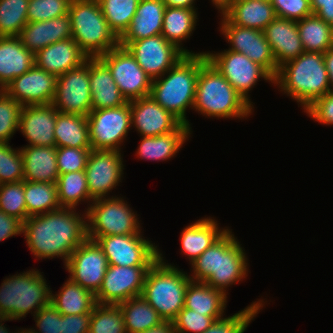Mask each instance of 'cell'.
Masks as SVG:
<instances>
[{
    "mask_svg": "<svg viewBox=\"0 0 333 333\" xmlns=\"http://www.w3.org/2000/svg\"><path fill=\"white\" fill-rule=\"evenodd\" d=\"M192 110L208 119L223 120H247L255 111L207 60L205 53L200 54V70Z\"/></svg>",
    "mask_w": 333,
    "mask_h": 333,
    "instance_id": "cell-3",
    "label": "cell"
},
{
    "mask_svg": "<svg viewBox=\"0 0 333 333\" xmlns=\"http://www.w3.org/2000/svg\"><path fill=\"white\" fill-rule=\"evenodd\" d=\"M260 298L252 301V303L246 306L243 310L237 313L231 314V316H224L221 319L215 320L203 333H244L249 324L257 317V315L267 305V299Z\"/></svg>",
    "mask_w": 333,
    "mask_h": 333,
    "instance_id": "cell-41",
    "label": "cell"
},
{
    "mask_svg": "<svg viewBox=\"0 0 333 333\" xmlns=\"http://www.w3.org/2000/svg\"><path fill=\"white\" fill-rule=\"evenodd\" d=\"M122 151L91 150L85 168L87 186L90 197H112L113 189L122 183L124 175V159Z\"/></svg>",
    "mask_w": 333,
    "mask_h": 333,
    "instance_id": "cell-16",
    "label": "cell"
},
{
    "mask_svg": "<svg viewBox=\"0 0 333 333\" xmlns=\"http://www.w3.org/2000/svg\"><path fill=\"white\" fill-rule=\"evenodd\" d=\"M198 15L197 9L166 7L161 35L185 55L205 53V51L195 53L183 45L184 41L186 43L196 30L197 22H199Z\"/></svg>",
    "mask_w": 333,
    "mask_h": 333,
    "instance_id": "cell-32",
    "label": "cell"
},
{
    "mask_svg": "<svg viewBox=\"0 0 333 333\" xmlns=\"http://www.w3.org/2000/svg\"><path fill=\"white\" fill-rule=\"evenodd\" d=\"M52 105L60 113L87 116L91 112L89 58L80 66L57 76Z\"/></svg>",
    "mask_w": 333,
    "mask_h": 333,
    "instance_id": "cell-15",
    "label": "cell"
},
{
    "mask_svg": "<svg viewBox=\"0 0 333 333\" xmlns=\"http://www.w3.org/2000/svg\"><path fill=\"white\" fill-rule=\"evenodd\" d=\"M23 46L36 54L55 42L72 38L68 14L40 22H28L18 35Z\"/></svg>",
    "mask_w": 333,
    "mask_h": 333,
    "instance_id": "cell-25",
    "label": "cell"
},
{
    "mask_svg": "<svg viewBox=\"0 0 333 333\" xmlns=\"http://www.w3.org/2000/svg\"><path fill=\"white\" fill-rule=\"evenodd\" d=\"M166 7H177V8H196V0H162Z\"/></svg>",
    "mask_w": 333,
    "mask_h": 333,
    "instance_id": "cell-59",
    "label": "cell"
},
{
    "mask_svg": "<svg viewBox=\"0 0 333 333\" xmlns=\"http://www.w3.org/2000/svg\"><path fill=\"white\" fill-rule=\"evenodd\" d=\"M219 224L215 217L204 216L188 224L180 232V251L187 257L189 265L229 229L228 226L223 228Z\"/></svg>",
    "mask_w": 333,
    "mask_h": 333,
    "instance_id": "cell-24",
    "label": "cell"
},
{
    "mask_svg": "<svg viewBox=\"0 0 333 333\" xmlns=\"http://www.w3.org/2000/svg\"><path fill=\"white\" fill-rule=\"evenodd\" d=\"M223 317L204 316L192 309L183 308L173 321L176 333H203Z\"/></svg>",
    "mask_w": 333,
    "mask_h": 333,
    "instance_id": "cell-50",
    "label": "cell"
},
{
    "mask_svg": "<svg viewBox=\"0 0 333 333\" xmlns=\"http://www.w3.org/2000/svg\"><path fill=\"white\" fill-rule=\"evenodd\" d=\"M162 0H140L128 29L119 38V46L161 34L164 10Z\"/></svg>",
    "mask_w": 333,
    "mask_h": 333,
    "instance_id": "cell-27",
    "label": "cell"
},
{
    "mask_svg": "<svg viewBox=\"0 0 333 333\" xmlns=\"http://www.w3.org/2000/svg\"><path fill=\"white\" fill-rule=\"evenodd\" d=\"M23 157L24 180L56 183L59 173L56 146L19 147Z\"/></svg>",
    "mask_w": 333,
    "mask_h": 333,
    "instance_id": "cell-31",
    "label": "cell"
},
{
    "mask_svg": "<svg viewBox=\"0 0 333 333\" xmlns=\"http://www.w3.org/2000/svg\"><path fill=\"white\" fill-rule=\"evenodd\" d=\"M5 321H14V319L8 317H0V333H13V331H9L10 328L6 327L7 325L4 323ZM21 329L22 328H19L18 330L16 329V332L14 331V333H19Z\"/></svg>",
    "mask_w": 333,
    "mask_h": 333,
    "instance_id": "cell-61",
    "label": "cell"
},
{
    "mask_svg": "<svg viewBox=\"0 0 333 333\" xmlns=\"http://www.w3.org/2000/svg\"><path fill=\"white\" fill-rule=\"evenodd\" d=\"M228 296L221 290L208 286L204 282L190 281L184 307L201 313L204 316L224 317Z\"/></svg>",
    "mask_w": 333,
    "mask_h": 333,
    "instance_id": "cell-34",
    "label": "cell"
},
{
    "mask_svg": "<svg viewBox=\"0 0 333 333\" xmlns=\"http://www.w3.org/2000/svg\"><path fill=\"white\" fill-rule=\"evenodd\" d=\"M117 305L123 314L126 333H141L164 322L142 296L130 298Z\"/></svg>",
    "mask_w": 333,
    "mask_h": 333,
    "instance_id": "cell-37",
    "label": "cell"
},
{
    "mask_svg": "<svg viewBox=\"0 0 333 333\" xmlns=\"http://www.w3.org/2000/svg\"><path fill=\"white\" fill-rule=\"evenodd\" d=\"M220 17V28L218 27V29L226 42L229 43L228 50L246 55L275 78L279 68L276 66L275 58L264 32L234 25L224 15H220Z\"/></svg>",
    "mask_w": 333,
    "mask_h": 333,
    "instance_id": "cell-14",
    "label": "cell"
},
{
    "mask_svg": "<svg viewBox=\"0 0 333 333\" xmlns=\"http://www.w3.org/2000/svg\"><path fill=\"white\" fill-rule=\"evenodd\" d=\"M56 185L61 207L77 208L83 202L87 203L85 211L88 210L93 199L89 195L84 170L59 175Z\"/></svg>",
    "mask_w": 333,
    "mask_h": 333,
    "instance_id": "cell-40",
    "label": "cell"
},
{
    "mask_svg": "<svg viewBox=\"0 0 333 333\" xmlns=\"http://www.w3.org/2000/svg\"><path fill=\"white\" fill-rule=\"evenodd\" d=\"M72 38L88 58H97L119 46L98 0H71L68 10Z\"/></svg>",
    "mask_w": 333,
    "mask_h": 333,
    "instance_id": "cell-8",
    "label": "cell"
},
{
    "mask_svg": "<svg viewBox=\"0 0 333 333\" xmlns=\"http://www.w3.org/2000/svg\"><path fill=\"white\" fill-rule=\"evenodd\" d=\"M150 267L109 265L101 287L95 294L96 303L117 305L141 296Z\"/></svg>",
    "mask_w": 333,
    "mask_h": 333,
    "instance_id": "cell-18",
    "label": "cell"
},
{
    "mask_svg": "<svg viewBox=\"0 0 333 333\" xmlns=\"http://www.w3.org/2000/svg\"><path fill=\"white\" fill-rule=\"evenodd\" d=\"M263 32L278 68L304 52L297 22L294 20L276 17Z\"/></svg>",
    "mask_w": 333,
    "mask_h": 333,
    "instance_id": "cell-23",
    "label": "cell"
},
{
    "mask_svg": "<svg viewBox=\"0 0 333 333\" xmlns=\"http://www.w3.org/2000/svg\"><path fill=\"white\" fill-rule=\"evenodd\" d=\"M140 0H98L102 14L115 35L120 38L128 29Z\"/></svg>",
    "mask_w": 333,
    "mask_h": 333,
    "instance_id": "cell-42",
    "label": "cell"
},
{
    "mask_svg": "<svg viewBox=\"0 0 333 333\" xmlns=\"http://www.w3.org/2000/svg\"><path fill=\"white\" fill-rule=\"evenodd\" d=\"M35 328H28L32 333H62V314L50 302L34 316Z\"/></svg>",
    "mask_w": 333,
    "mask_h": 333,
    "instance_id": "cell-51",
    "label": "cell"
},
{
    "mask_svg": "<svg viewBox=\"0 0 333 333\" xmlns=\"http://www.w3.org/2000/svg\"><path fill=\"white\" fill-rule=\"evenodd\" d=\"M126 48L152 80L164 75L185 56L161 34L133 41Z\"/></svg>",
    "mask_w": 333,
    "mask_h": 333,
    "instance_id": "cell-19",
    "label": "cell"
},
{
    "mask_svg": "<svg viewBox=\"0 0 333 333\" xmlns=\"http://www.w3.org/2000/svg\"><path fill=\"white\" fill-rule=\"evenodd\" d=\"M236 0H211L212 5L218 10L219 16L224 13L233 5Z\"/></svg>",
    "mask_w": 333,
    "mask_h": 333,
    "instance_id": "cell-60",
    "label": "cell"
},
{
    "mask_svg": "<svg viewBox=\"0 0 333 333\" xmlns=\"http://www.w3.org/2000/svg\"><path fill=\"white\" fill-rule=\"evenodd\" d=\"M24 181L23 157L20 149L10 143H0V182L16 183Z\"/></svg>",
    "mask_w": 333,
    "mask_h": 333,
    "instance_id": "cell-46",
    "label": "cell"
},
{
    "mask_svg": "<svg viewBox=\"0 0 333 333\" xmlns=\"http://www.w3.org/2000/svg\"><path fill=\"white\" fill-rule=\"evenodd\" d=\"M35 65V54L28 51L18 36L0 37V89Z\"/></svg>",
    "mask_w": 333,
    "mask_h": 333,
    "instance_id": "cell-30",
    "label": "cell"
},
{
    "mask_svg": "<svg viewBox=\"0 0 333 333\" xmlns=\"http://www.w3.org/2000/svg\"><path fill=\"white\" fill-rule=\"evenodd\" d=\"M61 207L31 216L23 222L22 235L31 254L39 261L60 258L65 264L87 237L86 211Z\"/></svg>",
    "mask_w": 333,
    "mask_h": 333,
    "instance_id": "cell-1",
    "label": "cell"
},
{
    "mask_svg": "<svg viewBox=\"0 0 333 333\" xmlns=\"http://www.w3.org/2000/svg\"><path fill=\"white\" fill-rule=\"evenodd\" d=\"M0 210L22 222L27 219L24 181L3 183L0 186Z\"/></svg>",
    "mask_w": 333,
    "mask_h": 333,
    "instance_id": "cell-45",
    "label": "cell"
},
{
    "mask_svg": "<svg viewBox=\"0 0 333 333\" xmlns=\"http://www.w3.org/2000/svg\"><path fill=\"white\" fill-rule=\"evenodd\" d=\"M160 250V258L147 272L141 296L159 313L163 321L173 322L184 308L188 272L174 263H167Z\"/></svg>",
    "mask_w": 333,
    "mask_h": 333,
    "instance_id": "cell-6",
    "label": "cell"
},
{
    "mask_svg": "<svg viewBox=\"0 0 333 333\" xmlns=\"http://www.w3.org/2000/svg\"><path fill=\"white\" fill-rule=\"evenodd\" d=\"M224 16L234 25L260 31L276 18L271 2L260 0H236Z\"/></svg>",
    "mask_w": 333,
    "mask_h": 333,
    "instance_id": "cell-33",
    "label": "cell"
},
{
    "mask_svg": "<svg viewBox=\"0 0 333 333\" xmlns=\"http://www.w3.org/2000/svg\"><path fill=\"white\" fill-rule=\"evenodd\" d=\"M71 0H29L28 22L47 21L68 14Z\"/></svg>",
    "mask_w": 333,
    "mask_h": 333,
    "instance_id": "cell-48",
    "label": "cell"
},
{
    "mask_svg": "<svg viewBox=\"0 0 333 333\" xmlns=\"http://www.w3.org/2000/svg\"><path fill=\"white\" fill-rule=\"evenodd\" d=\"M19 333H32L28 328H22Z\"/></svg>",
    "mask_w": 333,
    "mask_h": 333,
    "instance_id": "cell-62",
    "label": "cell"
},
{
    "mask_svg": "<svg viewBox=\"0 0 333 333\" xmlns=\"http://www.w3.org/2000/svg\"><path fill=\"white\" fill-rule=\"evenodd\" d=\"M191 128L181 124L175 131L158 136L141 137L135 156L145 161L164 162L171 160L192 137Z\"/></svg>",
    "mask_w": 333,
    "mask_h": 333,
    "instance_id": "cell-29",
    "label": "cell"
},
{
    "mask_svg": "<svg viewBox=\"0 0 333 333\" xmlns=\"http://www.w3.org/2000/svg\"><path fill=\"white\" fill-rule=\"evenodd\" d=\"M51 289L50 302L62 315L91 313L97 304L95 295L70 278L65 280L55 294Z\"/></svg>",
    "mask_w": 333,
    "mask_h": 333,
    "instance_id": "cell-35",
    "label": "cell"
},
{
    "mask_svg": "<svg viewBox=\"0 0 333 333\" xmlns=\"http://www.w3.org/2000/svg\"><path fill=\"white\" fill-rule=\"evenodd\" d=\"M310 3L313 14L333 27V0H310Z\"/></svg>",
    "mask_w": 333,
    "mask_h": 333,
    "instance_id": "cell-56",
    "label": "cell"
},
{
    "mask_svg": "<svg viewBox=\"0 0 333 333\" xmlns=\"http://www.w3.org/2000/svg\"><path fill=\"white\" fill-rule=\"evenodd\" d=\"M143 235H111L88 237V239L98 243L108 259L109 265L152 266L160 258V248Z\"/></svg>",
    "mask_w": 333,
    "mask_h": 333,
    "instance_id": "cell-12",
    "label": "cell"
},
{
    "mask_svg": "<svg viewBox=\"0 0 333 333\" xmlns=\"http://www.w3.org/2000/svg\"><path fill=\"white\" fill-rule=\"evenodd\" d=\"M141 333H176L174 323L170 321H164L158 326L152 327Z\"/></svg>",
    "mask_w": 333,
    "mask_h": 333,
    "instance_id": "cell-58",
    "label": "cell"
},
{
    "mask_svg": "<svg viewBox=\"0 0 333 333\" xmlns=\"http://www.w3.org/2000/svg\"><path fill=\"white\" fill-rule=\"evenodd\" d=\"M296 22L305 52L325 53L333 47V27L317 15L311 14Z\"/></svg>",
    "mask_w": 333,
    "mask_h": 333,
    "instance_id": "cell-38",
    "label": "cell"
},
{
    "mask_svg": "<svg viewBox=\"0 0 333 333\" xmlns=\"http://www.w3.org/2000/svg\"><path fill=\"white\" fill-rule=\"evenodd\" d=\"M57 76L34 65L14 78L3 90L22 106L52 104Z\"/></svg>",
    "mask_w": 333,
    "mask_h": 333,
    "instance_id": "cell-20",
    "label": "cell"
},
{
    "mask_svg": "<svg viewBox=\"0 0 333 333\" xmlns=\"http://www.w3.org/2000/svg\"><path fill=\"white\" fill-rule=\"evenodd\" d=\"M205 54L207 60L253 108H255L254 103L249 93L259 80L263 79L268 84L274 85V78L262 66L240 52L224 49L219 52L205 51Z\"/></svg>",
    "mask_w": 333,
    "mask_h": 333,
    "instance_id": "cell-10",
    "label": "cell"
},
{
    "mask_svg": "<svg viewBox=\"0 0 333 333\" xmlns=\"http://www.w3.org/2000/svg\"><path fill=\"white\" fill-rule=\"evenodd\" d=\"M303 112L319 124L333 125V90L315 100Z\"/></svg>",
    "mask_w": 333,
    "mask_h": 333,
    "instance_id": "cell-53",
    "label": "cell"
},
{
    "mask_svg": "<svg viewBox=\"0 0 333 333\" xmlns=\"http://www.w3.org/2000/svg\"><path fill=\"white\" fill-rule=\"evenodd\" d=\"M87 119L92 150H123L132 130L130 101L120 107L91 110Z\"/></svg>",
    "mask_w": 333,
    "mask_h": 333,
    "instance_id": "cell-11",
    "label": "cell"
},
{
    "mask_svg": "<svg viewBox=\"0 0 333 333\" xmlns=\"http://www.w3.org/2000/svg\"><path fill=\"white\" fill-rule=\"evenodd\" d=\"M89 80L92 110L120 107L128 102L99 57L89 58Z\"/></svg>",
    "mask_w": 333,
    "mask_h": 333,
    "instance_id": "cell-26",
    "label": "cell"
},
{
    "mask_svg": "<svg viewBox=\"0 0 333 333\" xmlns=\"http://www.w3.org/2000/svg\"><path fill=\"white\" fill-rule=\"evenodd\" d=\"M91 148L56 147L59 175L85 170Z\"/></svg>",
    "mask_w": 333,
    "mask_h": 333,
    "instance_id": "cell-49",
    "label": "cell"
},
{
    "mask_svg": "<svg viewBox=\"0 0 333 333\" xmlns=\"http://www.w3.org/2000/svg\"><path fill=\"white\" fill-rule=\"evenodd\" d=\"M276 17L301 20L313 14L310 0H270Z\"/></svg>",
    "mask_w": 333,
    "mask_h": 333,
    "instance_id": "cell-52",
    "label": "cell"
},
{
    "mask_svg": "<svg viewBox=\"0 0 333 333\" xmlns=\"http://www.w3.org/2000/svg\"><path fill=\"white\" fill-rule=\"evenodd\" d=\"M73 38L55 42L35 54V65L50 74L60 76L87 60Z\"/></svg>",
    "mask_w": 333,
    "mask_h": 333,
    "instance_id": "cell-28",
    "label": "cell"
},
{
    "mask_svg": "<svg viewBox=\"0 0 333 333\" xmlns=\"http://www.w3.org/2000/svg\"><path fill=\"white\" fill-rule=\"evenodd\" d=\"M108 266V259L102 248L96 241L87 238L71 253L63 267L71 280L95 295L101 287Z\"/></svg>",
    "mask_w": 333,
    "mask_h": 333,
    "instance_id": "cell-17",
    "label": "cell"
},
{
    "mask_svg": "<svg viewBox=\"0 0 333 333\" xmlns=\"http://www.w3.org/2000/svg\"><path fill=\"white\" fill-rule=\"evenodd\" d=\"M89 333H126L121 308L114 304H96L91 312Z\"/></svg>",
    "mask_w": 333,
    "mask_h": 333,
    "instance_id": "cell-44",
    "label": "cell"
},
{
    "mask_svg": "<svg viewBox=\"0 0 333 333\" xmlns=\"http://www.w3.org/2000/svg\"><path fill=\"white\" fill-rule=\"evenodd\" d=\"M42 273L32 268L5 277L0 285V317L21 320L50 303L51 288Z\"/></svg>",
    "mask_w": 333,
    "mask_h": 333,
    "instance_id": "cell-7",
    "label": "cell"
},
{
    "mask_svg": "<svg viewBox=\"0 0 333 333\" xmlns=\"http://www.w3.org/2000/svg\"><path fill=\"white\" fill-rule=\"evenodd\" d=\"M200 54L185 55L161 77L152 80L150 96L182 124L192 125L187 110L193 109Z\"/></svg>",
    "mask_w": 333,
    "mask_h": 333,
    "instance_id": "cell-5",
    "label": "cell"
},
{
    "mask_svg": "<svg viewBox=\"0 0 333 333\" xmlns=\"http://www.w3.org/2000/svg\"><path fill=\"white\" fill-rule=\"evenodd\" d=\"M323 59L328 73L331 89L333 90V47L323 53Z\"/></svg>",
    "mask_w": 333,
    "mask_h": 333,
    "instance_id": "cell-57",
    "label": "cell"
},
{
    "mask_svg": "<svg viewBox=\"0 0 333 333\" xmlns=\"http://www.w3.org/2000/svg\"><path fill=\"white\" fill-rule=\"evenodd\" d=\"M127 101L150 96L152 79L139 66L130 51L117 46L99 57Z\"/></svg>",
    "mask_w": 333,
    "mask_h": 333,
    "instance_id": "cell-13",
    "label": "cell"
},
{
    "mask_svg": "<svg viewBox=\"0 0 333 333\" xmlns=\"http://www.w3.org/2000/svg\"><path fill=\"white\" fill-rule=\"evenodd\" d=\"M234 235L229 227L214 244L190 264L191 273L188 275L192 281L204 282L228 296L229 287L246 279L249 272L248 256Z\"/></svg>",
    "mask_w": 333,
    "mask_h": 333,
    "instance_id": "cell-2",
    "label": "cell"
},
{
    "mask_svg": "<svg viewBox=\"0 0 333 333\" xmlns=\"http://www.w3.org/2000/svg\"><path fill=\"white\" fill-rule=\"evenodd\" d=\"M29 0H0V37L18 36L28 23Z\"/></svg>",
    "mask_w": 333,
    "mask_h": 333,
    "instance_id": "cell-43",
    "label": "cell"
},
{
    "mask_svg": "<svg viewBox=\"0 0 333 333\" xmlns=\"http://www.w3.org/2000/svg\"><path fill=\"white\" fill-rule=\"evenodd\" d=\"M273 86L296 101L304 111L332 90L323 53L304 51L297 58L284 63L279 67Z\"/></svg>",
    "mask_w": 333,
    "mask_h": 333,
    "instance_id": "cell-4",
    "label": "cell"
},
{
    "mask_svg": "<svg viewBox=\"0 0 333 333\" xmlns=\"http://www.w3.org/2000/svg\"><path fill=\"white\" fill-rule=\"evenodd\" d=\"M126 197L112 195L92 201L87 214V237L143 234L139 215Z\"/></svg>",
    "mask_w": 333,
    "mask_h": 333,
    "instance_id": "cell-9",
    "label": "cell"
},
{
    "mask_svg": "<svg viewBox=\"0 0 333 333\" xmlns=\"http://www.w3.org/2000/svg\"><path fill=\"white\" fill-rule=\"evenodd\" d=\"M132 129L139 137L158 136L175 131L182 123L151 96L130 101Z\"/></svg>",
    "mask_w": 333,
    "mask_h": 333,
    "instance_id": "cell-21",
    "label": "cell"
},
{
    "mask_svg": "<svg viewBox=\"0 0 333 333\" xmlns=\"http://www.w3.org/2000/svg\"><path fill=\"white\" fill-rule=\"evenodd\" d=\"M22 232L23 222L0 210V242L13 236H21Z\"/></svg>",
    "mask_w": 333,
    "mask_h": 333,
    "instance_id": "cell-55",
    "label": "cell"
},
{
    "mask_svg": "<svg viewBox=\"0 0 333 333\" xmlns=\"http://www.w3.org/2000/svg\"><path fill=\"white\" fill-rule=\"evenodd\" d=\"M91 313L62 315V333H89Z\"/></svg>",
    "mask_w": 333,
    "mask_h": 333,
    "instance_id": "cell-54",
    "label": "cell"
},
{
    "mask_svg": "<svg viewBox=\"0 0 333 333\" xmlns=\"http://www.w3.org/2000/svg\"><path fill=\"white\" fill-rule=\"evenodd\" d=\"M24 198L27 219L61 208L56 183L29 182L24 180Z\"/></svg>",
    "mask_w": 333,
    "mask_h": 333,
    "instance_id": "cell-39",
    "label": "cell"
},
{
    "mask_svg": "<svg viewBox=\"0 0 333 333\" xmlns=\"http://www.w3.org/2000/svg\"><path fill=\"white\" fill-rule=\"evenodd\" d=\"M22 105L4 90L0 91V143H9L18 131Z\"/></svg>",
    "mask_w": 333,
    "mask_h": 333,
    "instance_id": "cell-47",
    "label": "cell"
},
{
    "mask_svg": "<svg viewBox=\"0 0 333 333\" xmlns=\"http://www.w3.org/2000/svg\"><path fill=\"white\" fill-rule=\"evenodd\" d=\"M57 112L52 104L22 107L18 131L29 143L25 146H55Z\"/></svg>",
    "mask_w": 333,
    "mask_h": 333,
    "instance_id": "cell-22",
    "label": "cell"
},
{
    "mask_svg": "<svg viewBox=\"0 0 333 333\" xmlns=\"http://www.w3.org/2000/svg\"><path fill=\"white\" fill-rule=\"evenodd\" d=\"M55 146L91 148L87 116L57 112Z\"/></svg>",
    "mask_w": 333,
    "mask_h": 333,
    "instance_id": "cell-36",
    "label": "cell"
}]
</instances>
